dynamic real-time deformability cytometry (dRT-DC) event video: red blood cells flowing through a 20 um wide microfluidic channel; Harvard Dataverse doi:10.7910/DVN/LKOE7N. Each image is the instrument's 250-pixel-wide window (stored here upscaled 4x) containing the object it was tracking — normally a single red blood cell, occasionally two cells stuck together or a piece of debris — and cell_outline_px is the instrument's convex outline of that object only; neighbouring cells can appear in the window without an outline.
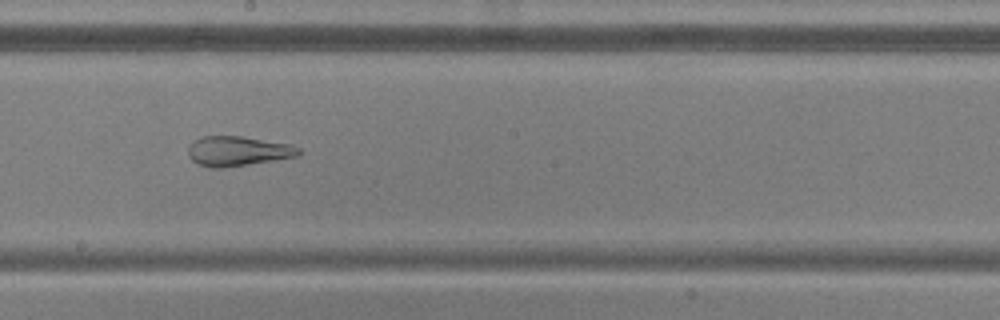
{"species": "common noctule bat (a hibernating species)", "species_latin": "Nyctalus noctula", "temperature_condition": "warm", "stored_images_in_passage": 46, "camera_frame_rate_fps": 3000, "um_per_image_px": 0.085, "animal": {"sex": "male", "body_mass_g": 20.5, "forearm_length_mm": 52.5}, "frame": {"image": 1, "passage_image": 22, "time_ms": 7.0, "image_size_px": [1000, 320], "cell_outline_px": [[300, 152], [296, 156], [224, 168], [208, 168], [196, 164], [188, 156], [188, 144], [192, 140], [200, 136], [244, 136], [292, 144], [300, 148]], "centroid_in_image_um": [20.14, 12.83], "position_along_channel_um": 228.1, "area_um2": 19.48}}
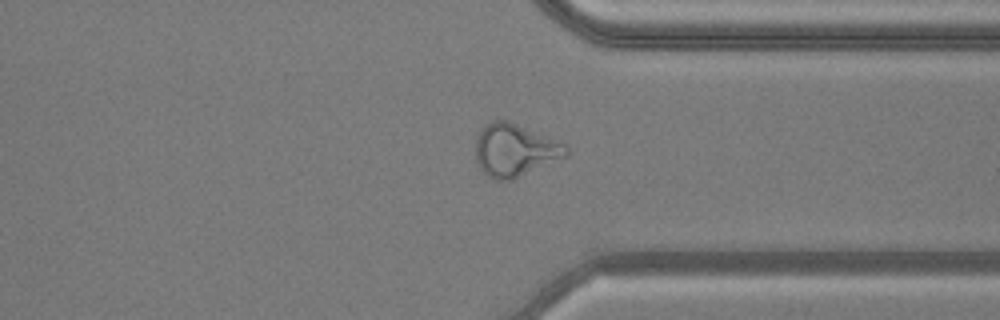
{"frame": {"image": 2, "passage_image": 33, "time_ms": 10.667, "image_size_px": [1000, 320], "cell_outline_px": [[568, 156], [512, 180], [496, 180], [488, 176], [480, 168], [476, 160], [476, 136], [484, 124], [492, 120], [508, 120], [560, 140], [568, 144]], "centroid_in_image_um": [43.79, 12.74], "position_along_channel_um": 367.6, "area_um2": 28.26}}
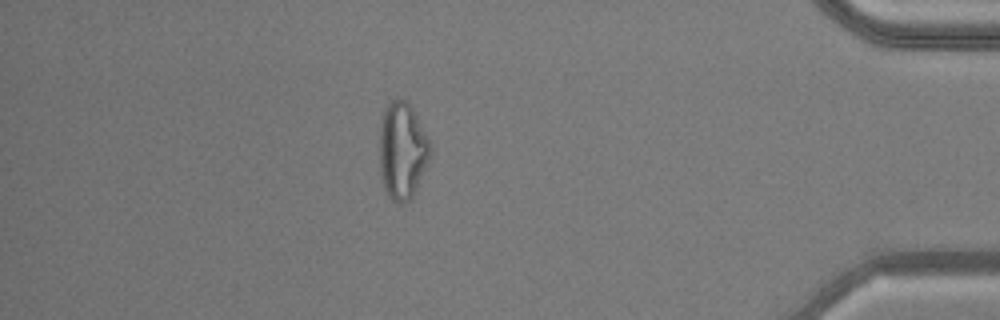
{"frame": {"image": 3, "passage_image": 39, "time_ms": 12.667, "image_size_px": [1000, 320], "cell_outline_px": [[432, 152], [412, 200], [404, 204], [400, 204], [392, 200], [388, 196], [384, 188], [380, 172], [380, 124], [384, 108], [392, 100], [404, 100], [412, 108], [428, 136], [432, 144]], "centroid_in_image_um": [34.21, 12.85], "position_along_channel_um": 401.0, "area_um2": 28.96}, "authors_computed_cell_mechanics": {"area_um2": 27.1082, "velocity_mm_per_s": 3.8582, "shape_relaxation_time_tau1_ms": null, "shape_relaxation_time_tau2_ms": 1.4316, "deformation_change_tau1": null, "deformation_change_tau2": 0.0994}}